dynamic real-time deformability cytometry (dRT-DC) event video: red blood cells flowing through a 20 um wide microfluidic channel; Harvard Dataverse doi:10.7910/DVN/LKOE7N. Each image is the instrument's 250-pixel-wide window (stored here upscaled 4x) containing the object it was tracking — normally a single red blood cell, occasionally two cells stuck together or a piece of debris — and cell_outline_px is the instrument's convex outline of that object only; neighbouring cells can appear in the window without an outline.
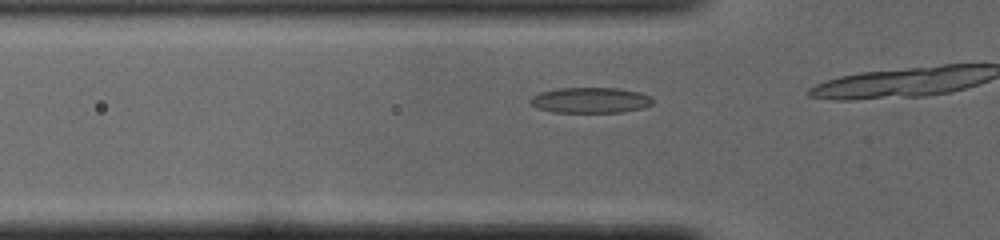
{"species": "common noctule bat (a hibernating species)", "species_latin": "Nyctalus noctula", "temperature_condition": "cold", "stored_images_in_passage": 8, "camera_frame_rate_fps": 3000, "um_per_image_px": 0.085, "animal": {"sex": "male", "body_mass_g": 19.0, "forearm_length_mm": 50.8}, "frame": {"image": 1, "passage_image": 4, "time_ms": 1.0, "image_size_px": [1000, 240], "cell_outline_px": [[652, 104], [644, 108], [624, 112], [552, 112], [536, 108], [528, 104], [528, 100], [532, 96], [540, 92], [556, 88], [616, 88], [640, 92], [652, 96]], "centroid_in_image_um": [50.15, 8.52], "position_along_channel_um": 75.6, "area_um2": 18.55}}
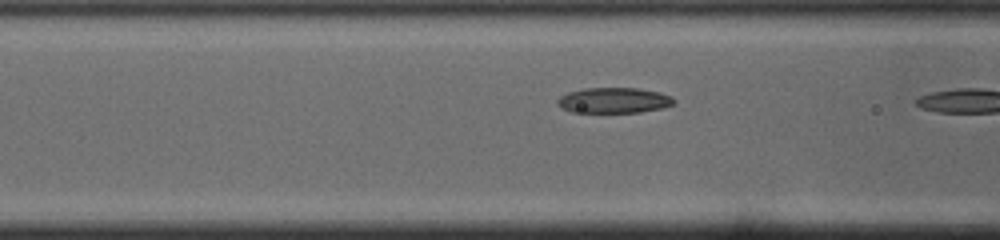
{"frame": {"image": 2, "passage_image": 7, "time_ms": 2.0, "image_size_px": [1000, 240], "cell_outline_px": [[676, 100], [672, 104], [664, 108], [640, 112], [572, 112], [560, 108], [556, 104], [556, 100], [560, 96], [568, 92], [584, 88], [636, 88], [660, 92], [672, 96]], "centroid_in_image_um": [52.16, 8.53], "position_along_channel_um": 114.4, "area_um2": 17.46}}